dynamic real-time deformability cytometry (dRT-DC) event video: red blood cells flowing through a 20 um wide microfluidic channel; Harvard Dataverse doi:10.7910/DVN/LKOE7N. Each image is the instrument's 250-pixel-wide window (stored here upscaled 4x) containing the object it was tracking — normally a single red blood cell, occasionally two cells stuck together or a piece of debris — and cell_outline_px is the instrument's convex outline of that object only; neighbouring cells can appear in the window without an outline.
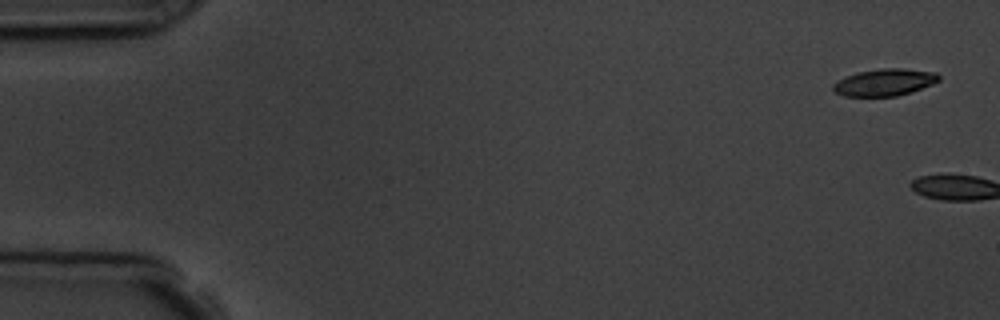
{"species": "common noctule bat (a hibernating species)", "species_latin": "Nyctalus noctula", "temperature_condition": "room temperature", "stored_images_in_passage": 2, "camera_frame_rate_fps": 3000, "um_per_image_px": 0.085, "animal": {"sex": "male", "body_mass_g": 19.5, "forearm_length_mm": 54.6}, "frame": {"image": 1, "passage_image": 1, "time_ms": 0.0, "image_size_px": [1000, 320], "cell_outline_px": [[940, 80], [932, 84], [912, 92], [896, 96], [844, 96], [836, 92], [832, 88], [832, 84], [848, 76], [860, 72], [880, 68], [904, 68], [936, 72], [940, 76]], "centroid_in_image_um": [75.24, 6.99], "position_along_channel_um": 9.8, "area_um2": 16.53}}